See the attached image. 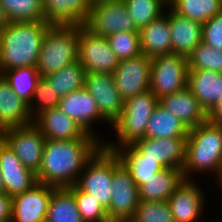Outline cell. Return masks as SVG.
<instances>
[{"mask_svg": "<svg viewBox=\"0 0 222 222\" xmlns=\"http://www.w3.org/2000/svg\"><path fill=\"white\" fill-rule=\"evenodd\" d=\"M187 88L208 112L222 99V73L210 70H188Z\"/></svg>", "mask_w": 222, "mask_h": 222, "instance_id": "cell-24", "label": "cell"}, {"mask_svg": "<svg viewBox=\"0 0 222 222\" xmlns=\"http://www.w3.org/2000/svg\"><path fill=\"white\" fill-rule=\"evenodd\" d=\"M202 42L222 51V12L202 24Z\"/></svg>", "mask_w": 222, "mask_h": 222, "instance_id": "cell-40", "label": "cell"}, {"mask_svg": "<svg viewBox=\"0 0 222 222\" xmlns=\"http://www.w3.org/2000/svg\"><path fill=\"white\" fill-rule=\"evenodd\" d=\"M35 100L38 101V108H36V106L33 107L35 105L33 104V101L35 103ZM59 101L60 98L55 95V92L50 87L48 81L44 77L40 76L36 85L32 103L29 105L30 115L34 120V118L42 111L58 107ZM34 112L37 113L35 114Z\"/></svg>", "mask_w": 222, "mask_h": 222, "instance_id": "cell-39", "label": "cell"}, {"mask_svg": "<svg viewBox=\"0 0 222 222\" xmlns=\"http://www.w3.org/2000/svg\"><path fill=\"white\" fill-rule=\"evenodd\" d=\"M132 222H174L172 212L167 201L140 200Z\"/></svg>", "mask_w": 222, "mask_h": 222, "instance_id": "cell-37", "label": "cell"}, {"mask_svg": "<svg viewBox=\"0 0 222 222\" xmlns=\"http://www.w3.org/2000/svg\"><path fill=\"white\" fill-rule=\"evenodd\" d=\"M121 222H132V221H130V220H125V221H121Z\"/></svg>", "mask_w": 222, "mask_h": 222, "instance_id": "cell-49", "label": "cell"}, {"mask_svg": "<svg viewBox=\"0 0 222 222\" xmlns=\"http://www.w3.org/2000/svg\"><path fill=\"white\" fill-rule=\"evenodd\" d=\"M84 169L75 185L93 196L107 210L112 196L113 152L102 146L85 164Z\"/></svg>", "mask_w": 222, "mask_h": 222, "instance_id": "cell-6", "label": "cell"}, {"mask_svg": "<svg viewBox=\"0 0 222 222\" xmlns=\"http://www.w3.org/2000/svg\"><path fill=\"white\" fill-rule=\"evenodd\" d=\"M222 164V126L205 121L188 130L186 160L182 169L186 180L192 171L216 172Z\"/></svg>", "mask_w": 222, "mask_h": 222, "instance_id": "cell-3", "label": "cell"}, {"mask_svg": "<svg viewBox=\"0 0 222 222\" xmlns=\"http://www.w3.org/2000/svg\"><path fill=\"white\" fill-rule=\"evenodd\" d=\"M168 5L178 15L201 24L222 12V0H172Z\"/></svg>", "mask_w": 222, "mask_h": 222, "instance_id": "cell-31", "label": "cell"}, {"mask_svg": "<svg viewBox=\"0 0 222 222\" xmlns=\"http://www.w3.org/2000/svg\"><path fill=\"white\" fill-rule=\"evenodd\" d=\"M78 25H50L42 40L36 68L45 77L78 60Z\"/></svg>", "mask_w": 222, "mask_h": 222, "instance_id": "cell-4", "label": "cell"}, {"mask_svg": "<svg viewBox=\"0 0 222 222\" xmlns=\"http://www.w3.org/2000/svg\"><path fill=\"white\" fill-rule=\"evenodd\" d=\"M33 124L49 140L97 139L86 133L72 118L58 107L39 113Z\"/></svg>", "mask_w": 222, "mask_h": 222, "instance_id": "cell-17", "label": "cell"}, {"mask_svg": "<svg viewBox=\"0 0 222 222\" xmlns=\"http://www.w3.org/2000/svg\"><path fill=\"white\" fill-rule=\"evenodd\" d=\"M8 23L9 20L6 16L5 10L0 4V30L3 29Z\"/></svg>", "mask_w": 222, "mask_h": 222, "instance_id": "cell-43", "label": "cell"}, {"mask_svg": "<svg viewBox=\"0 0 222 222\" xmlns=\"http://www.w3.org/2000/svg\"><path fill=\"white\" fill-rule=\"evenodd\" d=\"M0 123L5 129L33 123L29 105L17 96L2 75H0Z\"/></svg>", "mask_w": 222, "mask_h": 222, "instance_id": "cell-25", "label": "cell"}, {"mask_svg": "<svg viewBox=\"0 0 222 222\" xmlns=\"http://www.w3.org/2000/svg\"><path fill=\"white\" fill-rule=\"evenodd\" d=\"M111 195L110 207L107 209L110 222L130 220L140 202L138 186L115 152Z\"/></svg>", "mask_w": 222, "mask_h": 222, "instance_id": "cell-8", "label": "cell"}, {"mask_svg": "<svg viewBox=\"0 0 222 222\" xmlns=\"http://www.w3.org/2000/svg\"><path fill=\"white\" fill-rule=\"evenodd\" d=\"M17 96L28 105L32 103L40 74L36 67L26 66L6 70L1 74Z\"/></svg>", "mask_w": 222, "mask_h": 222, "instance_id": "cell-32", "label": "cell"}, {"mask_svg": "<svg viewBox=\"0 0 222 222\" xmlns=\"http://www.w3.org/2000/svg\"><path fill=\"white\" fill-rule=\"evenodd\" d=\"M172 53L188 58L202 42V24L192 21L169 9Z\"/></svg>", "mask_w": 222, "mask_h": 222, "instance_id": "cell-22", "label": "cell"}, {"mask_svg": "<svg viewBox=\"0 0 222 222\" xmlns=\"http://www.w3.org/2000/svg\"><path fill=\"white\" fill-rule=\"evenodd\" d=\"M164 1H166L167 2V4H169L172 0H164Z\"/></svg>", "mask_w": 222, "mask_h": 222, "instance_id": "cell-48", "label": "cell"}, {"mask_svg": "<svg viewBox=\"0 0 222 222\" xmlns=\"http://www.w3.org/2000/svg\"><path fill=\"white\" fill-rule=\"evenodd\" d=\"M0 172L5 193L14 197L37 183L36 174L26 168L4 140H0Z\"/></svg>", "mask_w": 222, "mask_h": 222, "instance_id": "cell-16", "label": "cell"}, {"mask_svg": "<svg viewBox=\"0 0 222 222\" xmlns=\"http://www.w3.org/2000/svg\"><path fill=\"white\" fill-rule=\"evenodd\" d=\"M67 188L74 194L83 222H110L107 210L93 196L76 185Z\"/></svg>", "mask_w": 222, "mask_h": 222, "instance_id": "cell-36", "label": "cell"}, {"mask_svg": "<svg viewBox=\"0 0 222 222\" xmlns=\"http://www.w3.org/2000/svg\"><path fill=\"white\" fill-rule=\"evenodd\" d=\"M114 152L124 167L130 172L131 177L138 187L164 169L155 160L143 159V156L132 145L116 149Z\"/></svg>", "mask_w": 222, "mask_h": 222, "instance_id": "cell-27", "label": "cell"}, {"mask_svg": "<svg viewBox=\"0 0 222 222\" xmlns=\"http://www.w3.org/2000/svg\"><path fill=\"white\" fill-rule=\"evenodd\" d=\"M158 105L159 99L150 89L126 99L120 117L112 124L120 145L107 142L103 147L114 152L145 138L148 121Z\"/></svg>", "mask_w": 222, "mask_h": 222, "instance_id": "cell-5", "label": "cell"}, {"mask_svg": "<svg viewBox=\"0 0 222 222\" xmlns=\"http://www.w3.org/2000/svg\"><path fill=\"white\" fill-rule=\"evenodd\" d=\"M55 188L37 182L30 189L12 197L11 222H45L49 201Z\"/></svg>", "mask_w": 222, "mask_h": 222, "instance_id": "cell-14", "label": "cell"}, {"mask_svg": "<svg viewBox=\"0 0 222 222\" xmlns=\"http://www.w3.org/2000/svg\"><path fill=\"white\" fill-rule=\"evenodd\" d=\"M4 193H5V187H4L3 178L0 172V194H4Z\"/></svg>", "mask_w": 222, "mask_h": 222, "instance_id": "cell-44", "label": "cell"}, {"mask_svg": "<svg viewBox=\"0 0 222 222\" xmlns=\"http://www.w3.org/2000/svg\"><path fill=\"white\" fill-rule=\"evenodd\" d=\"M131 19L138 30L159 18L163 13L164 0H124Z\"/></svg>", "mask_w": 222, "mask_h": 222, "instance_id": "cell-34", "label": "cell"}, {"mask_svg": "<svg viewBox=\"0 0 222 222\" xmlns=\"http://www.w3.org/2000/svg\"><path fill=\"white\" fill-rule=\"evenodd\" d=\"M58 108L91 135H94L91 123L100 118L105 120L100 115L94 98L84 87L61 98Z\"/></svg>", "mask_w": 222, "mask_h": 222, "instance_id": "cell-21", "label": "cell"}, {"mask_svg": "<svg viewBox=\"0 0 222 222\" xmlns=\"http://www.w3.org/2000/svg\"><path fill=\"white\" fill-rule=\"evenodd\" d=\"M50 26L45 21L9 22L0 30V75L14 68L36 67L42 40Z\"/></svg>", "mask_w": 222, "mask_h": 222, "instance_id": "cell-2", "label": "cell"}, {"mask_svg": "<svg viewBox=\"0 0 222 222\" xmlns=\"http://www.w3.org/2000/svg\"><path fill=\"white\" fill-rule=\"evenodd\" d=\"M3 140L26 168L35 174L38 172L42 163L46 138L33 123L6 129Z\"/></svg>", "mask_w": 222, "mask_h": 222, "instance_id": "cell-11", "label": "cell"}, {"mask_svg": "<svg viewBox=\"0 0 222 222\" xmlns=\"http://www.w3.org/2000/svg\"><path fill=\"white\" fill-rule=\"evenodd\" d=\"M188 129L172 112L158 105L150 117L146 137L149 138H187Z\"/></svg>", "mask_w": 222, "mask_h": 222, "instance_id": "cell-28", "label": "cell"}, {"mask_svg": "<svg viewBox=\"0 0 222 222\" xmlns=\"http://www.w3.org/2000/svg\"><path fill=\"white\" fill-rule=\"evenodd\" d=\"M188 70L222 73V51L201 42L188 57Z\"/></svg>", "mask_w": 222, "mask_h": 222, "instance_id": "cell-35", "label": "cell"}, {"mask_svg": "<svg viewBox=\"0 0 222 222\" xmlns=\"http://www.w3.org/2000/svg\"><path fill=\"white\" fill-rule=\"evenodd\" d=\"M9 22L44 21L42 0H0Z\"/></svg>", "mask_w": 222, "mask_h": 222, "instance_id": "cell-33", "label": "cell"}, {"mask_svg": "<svg viewBox=\"0 0 222 222\" xmlns=\"http://www.w3.org/2000/svg\"><path fill=\"white\" fill-rule=\"evenodd\" d=\"M188 58L166 54L151 58L150 90L160 99L187 87Z\"/></svg>", "mask_w": 222, "mask_h": 222, "instance_id": "cell-7", "label": "cell"}, {"mask_svg": "<svg viewBox=\"0 0 222 222\" xmlns=\"http://www.w3.org/2000/svg\"><path fill=\"white\" fill-rule=\"evenodd\" d=\"M12 197L6 193L0 194V222H11Z\"/></svg>", "mask_w": 222, "mask_h": 222, "instance_id": "cell-41", "label": "cell"}, {"mask_svg": "<svg viewBox=\"0 0 222 222\" xmlns=\"http://www.w3.org/2000/svg\"><path fill=\"white\" fill-rule=\"evenodd\" d=\"M197 185L189 180L182 184L169 197L168 204L174 222H196L204 204L203 193Z\"/></svg>", "mask_w": 222, "mask_h": 222, "instance_id": "cell-18", "label": "cell"}, {"mask_svg": "<svg viewBox=\"0 0 222 222\" xmlns=\"http://www.w3.org/2000/svg\"><path fill=\"white\" fill-rule=\"evenodd\" d=\"M91 6L89 0H42L44 21L50 25H84Z\"/></svg>", "mask_w": 222, "mask_h": 222, "instance_id": "cell-19", "label": "cell"}, {"mask_svg": "<svg viewBox=\"0 0 222 222\" xmlns=\"http://www.w3.org/2000/svg\"><path fill=\"white\" fill-rule=\"evenodd\" d=\"M108 1H116V0H89L91 5H95V4L102 3V2H108Z\"/></svg>", "mask_w": 222, "mask_h": 222, "instance_id": "cell-45", "label": "cell"}, {"mask_svg": "<svg viewBox=\"0 0 222 222\" xmlns=\"http://www.w3.org/2000/svg\"><path fill=\"white\" fill-rule=\"evenodd\" d=\"M151 58L145 54L119 61L112 73L115 86L124 101L150 89Z\"/></svg>", "mask_w": 222, "mask_h": 222, "instance_id": "cell-12", "label": "cell"}, {"mask_svg": "<svg viewBox=\"0 0 222 222\" xmlns=\"http://www.w3.org/2000/svg\"><path fill=\"white\" fill-rule=\"evenodd\" d=\"M187 138H149L137 140L132 146L143 156L159 162L164 168L183 169Z\"/></svg>", "mask_w": 222, "mask_h": 222, "instance_id": "cell-15", "label": "cell"}, {"mask_svg": "<svg viewBox=\"0 0 222 222\" xmlns=\"http://www.w3.org/2000/svg\"><path fill=\"white\" fill-rule=\"evenodd\" d=\"M45 222H83L74 194L67 188H55Z\"/></svg>", "mask_w": 222, "mask_h": 222, "instance_id": "cell-29", "label": "cell"}, {"mask_svg": "<svg viewBox=\"0 0 222 222\" xmlns=\"http://www.w3.org/2000/svg\"><path fill=\"white\" fill-rule=\"evenodd\" d=\"M184 180L181 169L164 168L138 187L139 198L146 201H168Z\"/></svg>", "mask_w": 222, "mask_h": 222, "instance_id": "cell-26", "label": "cell"}, {"mask_svg": "<svg viewBox=\"0 0 222 222\" xmlns=\"http://www.w3.org/2000/svg\"><path fill=\"white\" fill-rule=\"evenodd\" d=\"M86 72L83 65L77 60L61 70L45 76L55 95L60 99L70 92L84 87Z\"/></svg>", "mask_w": 222, "mask_h": 222, "instance_id": "cell-30", "label": "cell"}, {"mask_svg": "<svg viewBox=\"0 0 222 222\" xmlns=\"http://www.w3.org/2000/svg\"><path fill=\"white\" fill-rule=\"evenodd\" d=\"M207 121L222 126V99L207 112Z\"/></svg>", "mask_w": 222, "mask_h": 222, "instance_id": "cell-42", "label": "cell"}, {"mask_svg": "<svg viewBox=\"0 0 222 222\" xmlns=\"http://www.w3.org/2000/svg\"><path fill=\"white\" fill-rule=\"evenodd\" d=\"M6 132V129L2 126L0 123V140H3L4 133Z\"/></svg>", "mask_w": 222, "mask_h": 222, "instance_id": "cell-46", "label": "cell"}, {"mask_svg": "<svg viewBox=\"0 0 222 222\" xmlns=\"http://www.w3.org/2000/svg\"><path fill=\"white\" fill-rule=\"evenodd\" d=\"M84 88L94 98L100 115L112 125L120 117L125 102L115 86L113 75L86 73Z\"/></svg>", "mask_w": 222, "mask_h": 222, "instance_id": "cell-13", "label": "cell"}, {"mask_svg": "<svg viewBox=\"0 0 222 222\" xmlns=\"http://www.w3.org/2000/svg\"><path fill=\"white\" fill-rule=\"evenodd\" d=\"M159 105L178 117L188 130L207 121V112L187 87L160 98Z\"/></svg>", "mask_w": 222, "mask_h": 222, "instance_id": "cell-20", "label": "cell"}, {"mask_svg": "<svg viewBox=\"0 0 222 222\" xmlns=\"http://www.w3.org/2000/svg\"><path fill=\"white\" fill-rule=\"evenodd\" d=\"M106 38L119 61L128 60L142 54L139 32H118Z\"/></svg>", "mask_w": 222, "mask_h": 222, "instance_id": "cell-38", "label": "cell"}, {"mask_svg": "<svg viewBox=\"0 0 222 222\" xmlns=\"http://www.w3.org/2000/svg\"><path fill=\"white\" fill-rule=\"evenodd\" d=\"M102 146L97 139H46L37 182L56 188L75 185L85 164Z\"/></svg>", "mask_w": 222, "mask_h": 222, "instance_id": "cell-1", "label": "cell"}, {"mask_svg": "<svg viewBox=\"0 0 222 222\" xmlns=\"http://www.w3.org/2000/svg\"><path fill=\"white\" fill-rule=\"evenodd\" d=\"M84 26L94 34L103 37L118 32H139L128 13L124 0L92 5Z\"/></svg>", "mask_w": 222, "mask_h": 222, "instance_id": "cell-10", "label": "cell"}, {"mask_svg": "<svg viewBox=\"0 0 222 222\" xmlns=\"http://www.w3.org/2000/svg\"><path fill=\"white\" fill-rule=\"evenodd\" d=\"M167 15L162 14L139 30L141 52L147 57L172 54L169 14Z\"/></svg>", "mask_w": 222, "mask_h": 222, "instance_id": "cell-23", "label": "cell"}, {"mask_svg": "<svg viewBox=\"0 0 222 222\" xmlns=\"http://www.w3.org/2000/svg\"><path fill=\"white\" fill-rule=\"evenodd\" d=\"M216 177H217L218 180L220 181L219 183H221V185H222V164H221L219 173H218V175H217Z\"/></svg>", "mask_w": 222, "mask_h": 222, "instance_id": "cell-47", "label": "cell"}, {"mask_svg": "<svg viewBox=\"0 0 222 222\" xmlns=\"http://www.w3.org/2000/svg\"><path fill=\"white\" fill-rule=\"evenodd\" d=\"M78 61L86 73L112 74L119 63L107 38L94 34L84 25L79 29Z\"/></svg>", "mask_w": 222, "mask_h": 222, "instance_id": "cell-9", "label": "cell"}]
</instances>
